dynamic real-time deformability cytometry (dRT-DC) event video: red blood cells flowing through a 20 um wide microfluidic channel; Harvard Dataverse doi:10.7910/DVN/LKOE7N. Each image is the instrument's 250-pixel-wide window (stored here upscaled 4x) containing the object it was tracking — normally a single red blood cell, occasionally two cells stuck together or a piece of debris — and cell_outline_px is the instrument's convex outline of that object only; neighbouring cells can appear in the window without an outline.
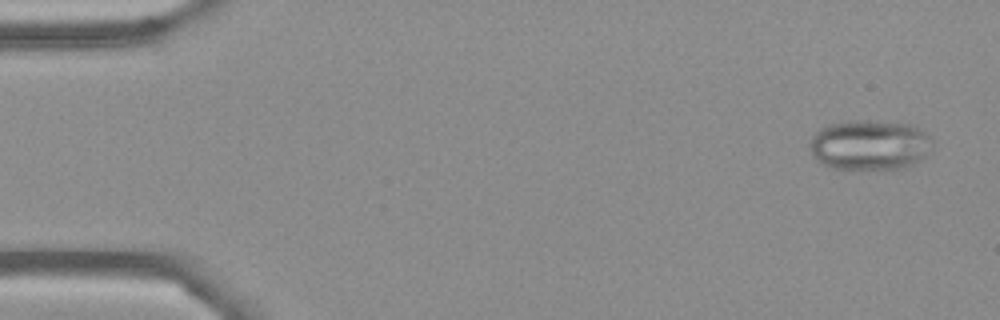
{"species": "Egyptian fruit bat (a non-hibernating species)", "species_latin": "Rousettus aegyptiacus", "temperature_condition": "cold", "stored_images_in_passage": 8, "camera_frame_rate_fps": 3000, "um_per_image_px": 0.085, "frame": {"image": 1, "passage_image": 1, "time_ms": 0.0, "image_size_px": [1000, 320], "cell_outline_px": [[932, 148], [924, 156], [912, 164], [904, 168], [892, 172], [832, 168], [820, 164], [816, 160], [808, 144], [812, 136], [820, 128], [828, 124], [848, 120], [868, 120], [912, 124], [924, 132], [932, 140]], "centroid_in_image_um": [73.9, 12.36], "position_along_channel_um": 11.1, "area_um2": 36.88}}